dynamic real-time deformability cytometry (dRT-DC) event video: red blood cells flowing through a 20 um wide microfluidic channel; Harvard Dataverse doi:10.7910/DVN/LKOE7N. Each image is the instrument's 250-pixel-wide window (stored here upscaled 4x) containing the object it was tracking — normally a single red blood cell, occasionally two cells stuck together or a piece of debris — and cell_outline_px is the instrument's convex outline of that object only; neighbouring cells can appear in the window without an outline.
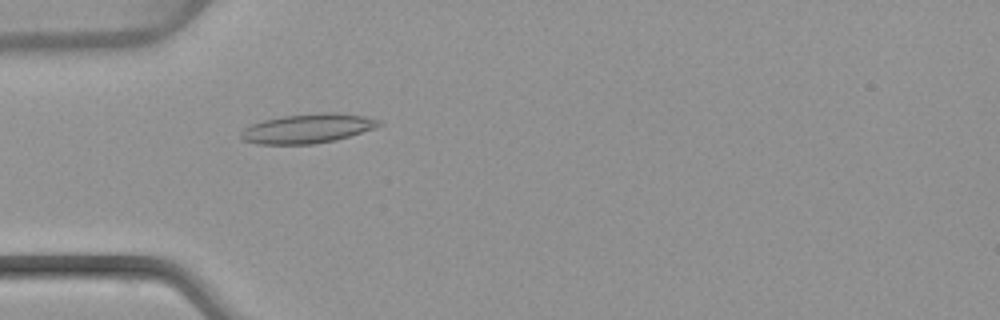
{"species": "common noctule bat (a hibernating species)", "species_latin": "Nyctalus noctula", "temperature_condition": "warm", "stored_images_in_passage": 46, "camera_frame_rate_fps": 3000, "um_per_image_px": 0.085, "animal": {"sex": "female", "body_mass_g": 22.7, "forearm_length_mm": 54.2}, "frame": {"image": 1, "passage_image": 11, "time_ms": 3.333, "image_size_px": [1000, 320], "cell_outline_px": [[380, 124], [376, 128], [336, 140], [312, 144], [256, 144], [244, 140], [240, 136], [240, 132], [244, 128], [252, 124], [264, 120], [284, 116], [320, 112], [336, 112], [364, 116], [380, 120]], "centroid_in_image_um": [26.15, 10.92], "position_along_channel_um": 58.8, "area_um2": 23.58}}
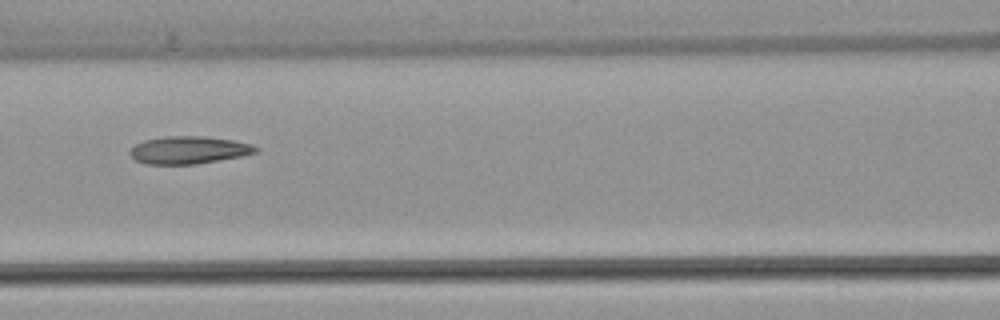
{"frame": {"image": 2, "passage_image": 18, "time_ms": 5.667, "image_size_px": [1000, 320], "cell_outline_px": [[260, 152], [240, 156], [196, 164], [148, 164], [136, 160], [128, 152], [136, 144], [144, 140], [164, 136], [204, 136], [232, 140], [248, 144], [260, 148]], "centroid_in_image_um": [16.04, 12.75], "position_along_channel_um": 150.6, "area_um2": 20.06}}
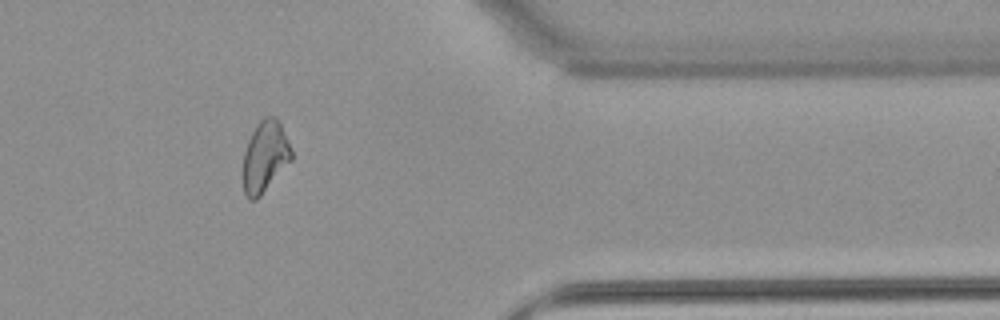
{"frame": {"image": 3, "passage_image": 37, "time_ms": 12.0, "image_size_px": [1000, 320], "cell_outline_px": [[292, 160], [260, 196], [256, 200], [248, 200], [244, 192], [244, 152], [248, 140], [256, 124], [264, 116], [276, 116], [280, 124], [292, 152]], "centroid_in_image_um": [22.52, 13.31], "position_along_channel_um": 388.9, "area_um2": 19.83}, "authors_computed_cell_mechanics": {"area_um2": 20.5768, "velocity_mm_per_s": 4.0641, "shape_relaxation_time_tau1_ms": null, "shape_relaxation_time_tau2_ms": 3.1495, "deformation_change_tau1": null, "deformation_change_tau2": 0.1149}}